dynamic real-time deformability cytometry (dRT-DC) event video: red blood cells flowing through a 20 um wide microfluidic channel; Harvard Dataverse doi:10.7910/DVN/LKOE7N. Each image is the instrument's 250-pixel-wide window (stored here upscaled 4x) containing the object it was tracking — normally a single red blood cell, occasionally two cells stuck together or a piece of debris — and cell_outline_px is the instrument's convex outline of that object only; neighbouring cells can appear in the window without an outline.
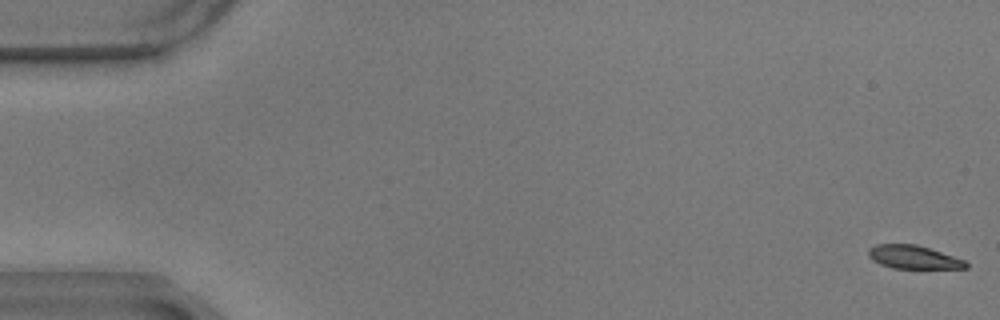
{"species": "common noctule bat (a hibernating species)", "species_latin": "Nyctalus noctula", "temperature_condition": "warm", "stored_images_in_passage": 59, "camera_frame_rate_fps": 3000, "um_per_image_px": 0.085, "animal": {"sex": "male", "body_mass_g": 17.9}, "frame": {"image": 1, "passage_image": 1, "time_ms": 0.0, "image_size_px": [1000, 320], "cell_outline_px": [[968, 268], [892, 268], [880, 264], [872, 260], [868, 256], [868, 248], [876, 244], [916, 244], [964, 260], [968, 264]], "centroid_in_image_um": [77.59, 21.85], "position_along_channel_um": 7.4, "area_um2": 13.12}}
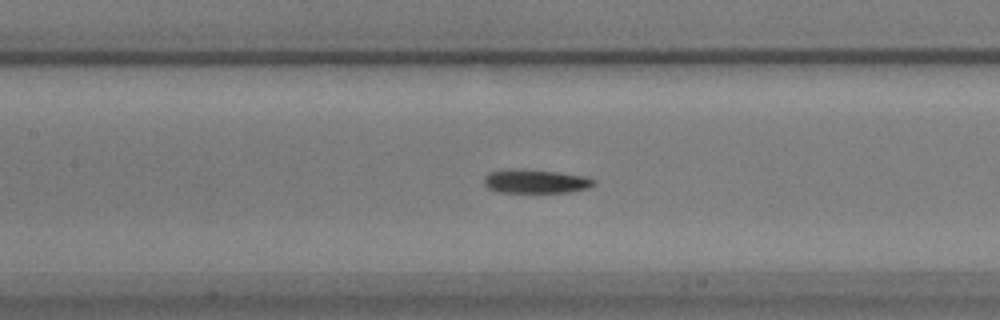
{"frame": {"image": 2, "passage_image": 27, "time_ms": 8.667, "image_size_px": [1000, 320], "cell_outline_px": [[596, 184], [588, 188], [568, 192], [500, 192], [488, 188], [484, 184], [484, 176], [488, 172], [508, 168], [524, 168], [556, 172], [584, 176], [596, 180]], "centroid_in_image_um": [45.49, 15.39], "position_along_channel_um": 161.9, "area_um2": 15.43}}
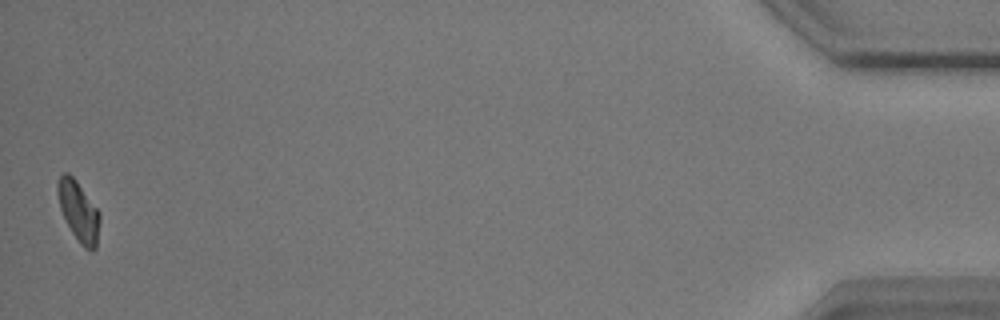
{"frame": {"image": 3, "passage_image": 58, "time_ms": 19.0, "image_size_px": [1000, 320], "cell_outline_px": [[100, 220], [96, 248], [92, 252], [84, 248], [80, 244], [72, 232], [60, 208], [56, 192], [56, 184], [60, 176], [64, 172], [68, 172], [76, 180], [100, 212]], "centroid_in_image_um": [6.68, 17.95], "position_along_channel_um": 428.5, "area_um2": 14.8}, "authors_computed_cell_mechanics": {"area_um2": 15.0858, "velocity_mm_per_s": 3.4674, "shape_relaxation_time_tau1_ms": 3.7696, "shape_relaxation_time_tau2_ms": 5.3603, "deformation_change_tau1": 0.14, "deformation_change_tau2": 0.1242}}